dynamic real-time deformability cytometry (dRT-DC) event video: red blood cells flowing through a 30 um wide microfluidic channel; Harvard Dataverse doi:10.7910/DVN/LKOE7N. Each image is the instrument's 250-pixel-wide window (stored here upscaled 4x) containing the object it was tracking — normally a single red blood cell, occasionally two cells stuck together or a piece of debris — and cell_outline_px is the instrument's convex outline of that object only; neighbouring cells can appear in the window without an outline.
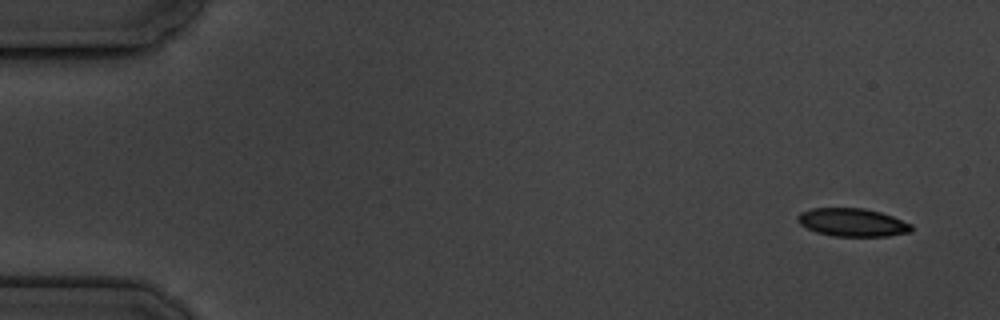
{"species": "common noctule bat (a hibernating species)", "species_latin": "Nyctalus noctula", "temperature_condition": "cold", "stored_images_in_passage": 5, "camera_frame_rate_fps": 3000, "um_per_image_px": 0.085, "animal": {"sex": "male", "body_mass_g": 19.5, "forearm_length_mm": 54.6}, "frame": {"image": 1, "passage_image": 1, "time_ms": 0.0, "image_size_px": [1000, 320], "cell_outline_px": [[912, 232], [888, 236], [832, 236], [816, 232], [800, 224], [796, 220], [796, 216], [800, 212], [812, 208], [864, 208], [880, 212], [892, 216], [912, 224]], "centroid_in_image_um": [72.45, 18.9], "position_along_channel_um": 12.6, "area_um2": 18.73}}
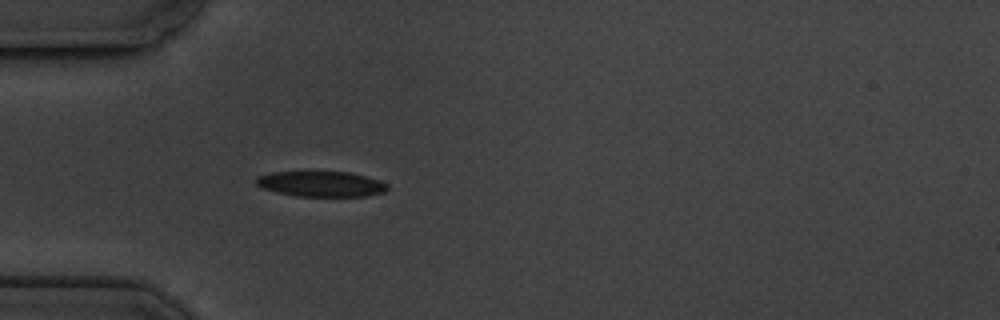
{"frame": {"image": 2, "passage_image": 5, "time_ms": 4.667, "image_size_px": [1000, 320], "cell_outline_px": [[388, 188], [384, 192], [368, 196], [296, 196], [276, 192], [264, 188], [256, 184], [256, 176], [272, 172], [352, 172], [380, 180], [388, 184]], "centroid_in_image_um": [27.32, 15.63], "position_along_channel_um": 57.7, "area_um2": 19.48}}